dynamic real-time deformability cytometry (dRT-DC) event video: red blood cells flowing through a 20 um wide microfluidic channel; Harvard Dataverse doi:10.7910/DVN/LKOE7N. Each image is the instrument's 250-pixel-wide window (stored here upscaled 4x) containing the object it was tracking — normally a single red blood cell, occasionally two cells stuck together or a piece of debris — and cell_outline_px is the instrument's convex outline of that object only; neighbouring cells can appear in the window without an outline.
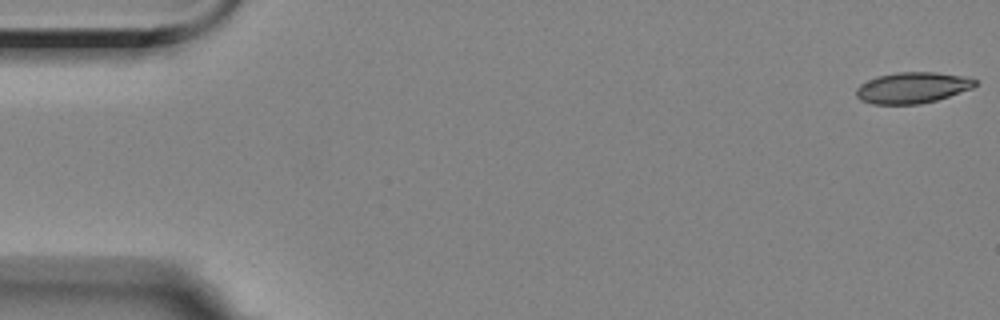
{"species": "Egyptian fruit bat (a non-hibernating species)", "species_latin": "Rousettus aegyptiacus", "temperature_condition": "room temperature", "stored_images_in_passage": 12, "camera_frame_rate_fps": 3000, "um_per_image_px": 0.085, "animal": {"sex": "female"}, "frame": {"image": 1, "passage_image": 1, "time_ms": 0.0, "image_size_px": [1000, 320], "cell_outline_px": [[976, 84], [972, 88], [936, 100], [920, 104], [872, 104], [860, 100], [856, 96], [856, 88], [860, 84], [876, 76], [896, 72], [936, 72], [964, 76], [976, 80]], "centroid_in_image_um": [77.51, 7.45], "position_along_channel_um": 7.5, "area_um2": 21.5}}